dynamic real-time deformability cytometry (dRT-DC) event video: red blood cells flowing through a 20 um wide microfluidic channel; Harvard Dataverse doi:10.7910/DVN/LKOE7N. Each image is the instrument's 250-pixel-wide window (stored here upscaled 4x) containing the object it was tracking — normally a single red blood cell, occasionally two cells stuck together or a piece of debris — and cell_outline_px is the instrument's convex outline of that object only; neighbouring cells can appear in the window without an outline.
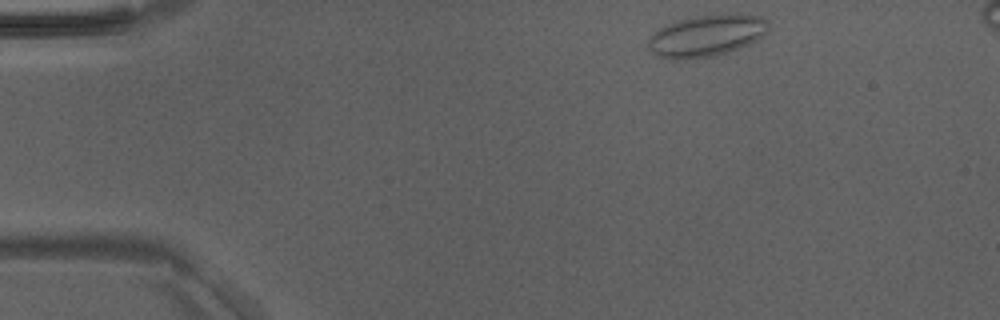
{"species": "Egyptian fruit bat (a non-hibernating species)", "species_latin": "Rousettus aegyptiacus", "temperature_condition": "room temperature", "stored_images_in_passage": 43, "segment_of_instrument_passage": [1, 2], "camera_frame_rate_fps": 3000, "um_per_image_px": 0.085, "animal": {"sex": "male"}, "frame": {"image": 1, "passage_image": 1, "time_ms": 0.0, "image_size_px": [1000, 320], "cell_outline_px": [[768, 32], [764, 36], [748, 44], [728, 52], [716, 56], [684, 60], [672, 60], [656, 56], [648, 48], [648, 40], [660, 28], [676, 20], [696, 16], [736, 12], [760, 16], [768, 20]], "centroid_in_image_um": [60.08, 3.03], "position_along_channel_um": 24.9, "area_um2": 29.71}}
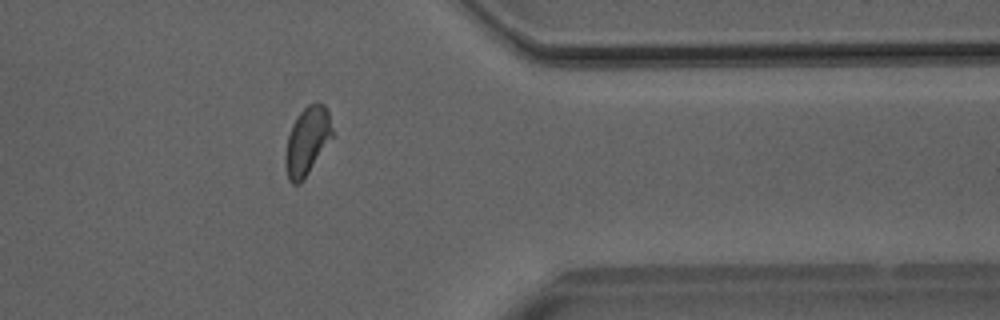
{"frame": {"image": 2, "passage_image": 33, "time_ms": 10.667, "image_size_px": [1000, 320], "cell_outline_px": [[336, 132], [304, 180], [300, 184], [292, 184], [288, 180], [284, 164], [284, 156], [288, 136], [292, 124], [300, 112], [308, 104], [316, 100], [324, 104], [328, 108]], "centroid_in_image_um": [26.14, 11.96], "position_along_channel_um": 385.3, "area_um2": 19.36}}
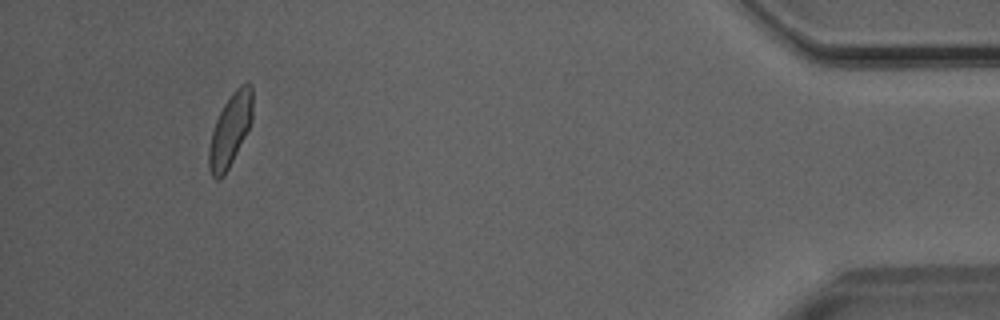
{"frame": {"image": 3, "passage_image": 39, "time_ms": 12.667, "image_size_px": [1000, 320], "cell_outline_px": [[252, 120], [224, 176], [220, 180], [216, 180], [212, 176], [208, 168], [208, 148], [212, 132], [216, 120], [224, 104], [232, 92], [240, 84], [252, 84]], "centroid_in_image_um": [19.54, 11.06], "position_along_channel_um": 415.7, "area_um2": 18.21}}